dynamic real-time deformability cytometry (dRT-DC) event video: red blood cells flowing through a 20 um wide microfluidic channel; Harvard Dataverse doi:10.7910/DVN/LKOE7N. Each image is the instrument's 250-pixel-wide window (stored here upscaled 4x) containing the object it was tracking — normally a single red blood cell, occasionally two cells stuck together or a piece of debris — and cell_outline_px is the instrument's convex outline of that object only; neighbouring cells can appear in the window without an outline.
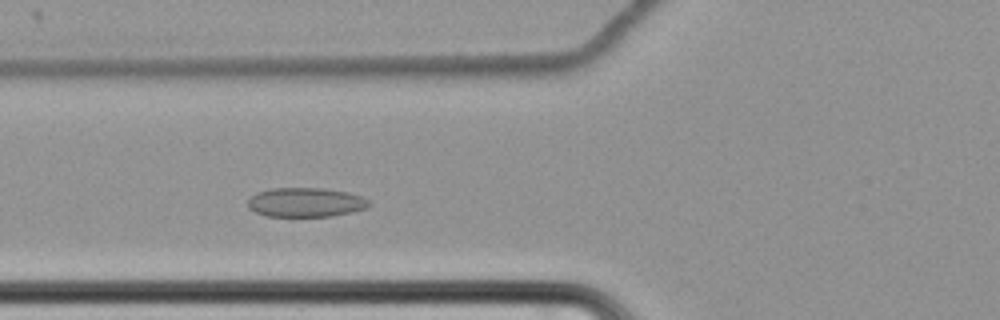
{"species": "common noctule bat (a hibernating species)", "species_latin": "Nyctalus noctula", "temperature_condition": "cold", "stored_images_in_passage": 53, "camera_frame_rate_fps": 3000, "um_per_image_px": 0.085, "animal": {"sex": "female", "body_mass_g": 22.7, "forearm_length_mm": 54.2}, "frame": {"image": 1, "passage_image": 16, "time_ms": 5.0, "image_size_px": [1000, 320], "cell_outline_px": [[372, 204], [364, 208], [352, 212], [332, 216], [264, 216], [248, 208], [248, 200], [256, 192], [272, 188], [320, 188], [348, 192], [360, 196], [368, 200]], "centroid_in_image_um": [25.96, 17.2], "position_along_channel_um": 99.8, "area_um2": 20.63}}
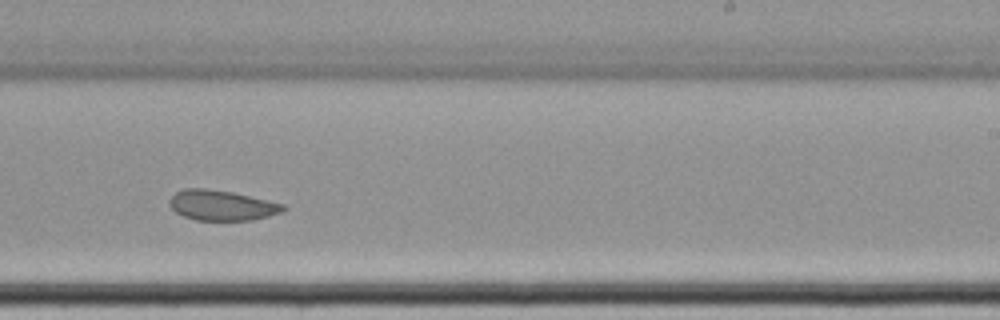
{"frame": {"image": 2, "passage_image": 31, "time_ms": 10.0, "image_size_px": [1000, 320], "cell_outline_px": [[288, 208], [280, 212], [268, 216], [252, 220], [196, 220], [184, 216], [176, 212], [168, 204], [168, 200], [176, 192], [184, 188], [204, 188], [232, 192], [284, 204]], "centroid_in_image_um": [18.82, 17.45], "position_along_channel_um": 270.2, "area_um2": 19.94}}
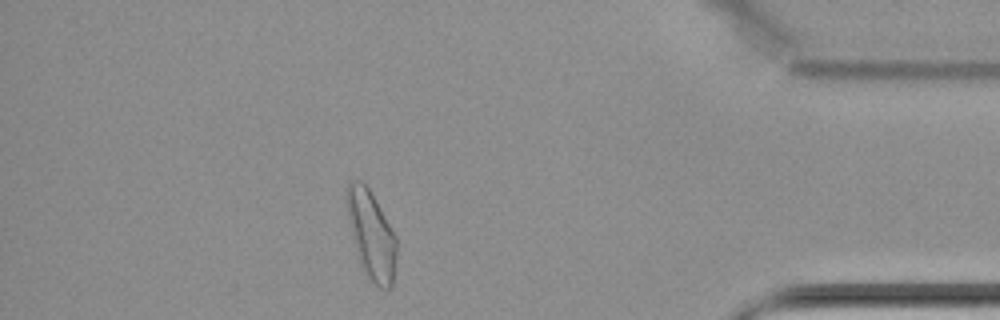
{"frame": {"image": 3, "passage_image": 46, "time_ms": 15.0, "image_size_px": [1000, 320], "cell_outline_px": [[396, 256], [392, 284], [388, 288], [380, 288], [364, 272], [360, 264], [356, 252], [348, 220], [344, 196], [344, 188], [352, 180], [360, 180], [368, 188], [380, 208], [396, 236]], "centroid_in_image_um": [31.52, 19.91], "position_along_channel_um": 403.7, "area_um2": 25.43}, "authors_computed_cell_mechanics": {"area_um2": 21.5016, "velocity_mm_per_s": 3.4095, "shape_relaxation_time_tau1_ms": null, "shape_relaxation_time_tau2_ms": 2.2966, "deformation_change_tau1": null, "deformation_change_tau2": 0.0706}}